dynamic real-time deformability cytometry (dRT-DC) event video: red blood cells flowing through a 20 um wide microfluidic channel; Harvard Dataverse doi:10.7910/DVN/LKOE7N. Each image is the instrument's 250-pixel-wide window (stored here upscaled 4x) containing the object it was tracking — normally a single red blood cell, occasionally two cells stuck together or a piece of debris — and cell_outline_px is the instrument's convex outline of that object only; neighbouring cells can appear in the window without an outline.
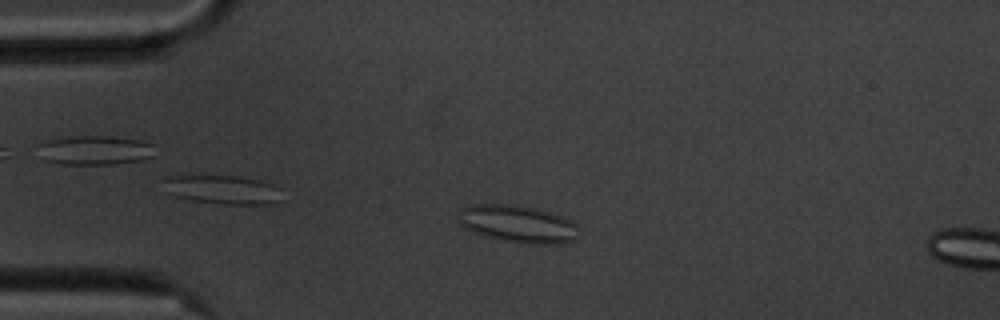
{"species": "common noctule bat (a hibernating species)", "species_latin": "Nyctalus noctula", "temperature_condition": "cold", "stored_images_in_passage": 10, "camera_frame_rate_fps": 3000, "um_per_image_px": 0.085, "animal": {"sex": "male", "body_mass_g": 20.1, "forearm_length_mm": 53.5}, "frame": {"image": 1, "passage_image": 6, "time_ms": 1.667, "image_size_px": [1000, 320], "cell_outline_px": [[580, 236], [576, 240], [564, 244], [524, 244], [504, 240], [488, 236], [464, 228], [456, 220], [456, 212], [460, 208], [468, 204], [512, 204], [536, 208], [560, 216], [576, 224]], "centroid_in_image_um": [43.98, 19.03], "position_along_channel_um": 41.0, "area_um2": 26.65}}